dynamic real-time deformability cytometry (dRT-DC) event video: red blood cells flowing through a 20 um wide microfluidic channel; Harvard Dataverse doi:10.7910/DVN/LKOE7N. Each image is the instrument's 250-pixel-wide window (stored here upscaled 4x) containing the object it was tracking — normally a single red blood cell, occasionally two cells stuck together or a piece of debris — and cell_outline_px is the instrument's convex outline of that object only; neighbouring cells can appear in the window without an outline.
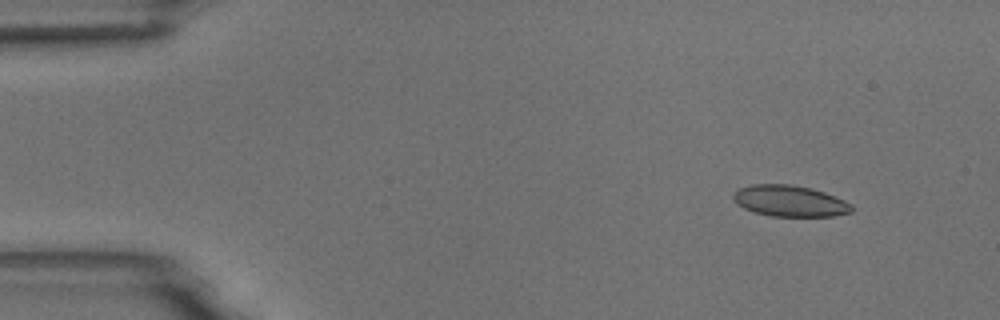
{"species": "common noctule bat (a hibernating species)", "species_latin": "Nyctalus noctula", "temperature_condition": "room temperature", "stored_images_in_passage": 51, "camera_frame_rate_fps": 3000, "um_per_image_px": 0.085, "animal": {"sex": "male", "body_mass_g": 18.8}, "frame": {"image": 1, "passage_image": 2, "time_ms": 0.333, "image_size_px": [1000, 320], "cell_outline_px": [[852, 212], [832, 216], [772, 216], [756, 212], [744, 208], [736, 204], [732, 196], [740, 188], [752, 184], [788, 184], [812, 188], [824, 192], [844, 200], [852, 204]], "centroid_in_image_um": [67.14, 17.08], "position_along_channel_um": 17.9, "area_um2": 21.39}}
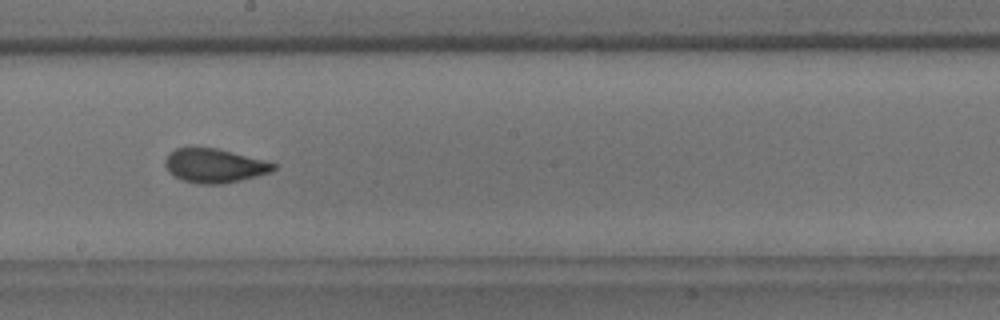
{"frame": {"image": 2, "passage_image": 27, "time_ms": 8.667, "image_size_px": [1000, 320], "cell_outline_px": [[276, 168], [272, 172], [240, 180], [220, 184], [196, 184], [172, 176], [168, 172], [164, 164], [164, 160], [168, 152], [176, 148], [216, 148], [264, 160], [276, 164]], "centroid_in_image_um": [18.18, 14.09], "position_along_channel_um": 230.0, "area_um2": 21.5}}
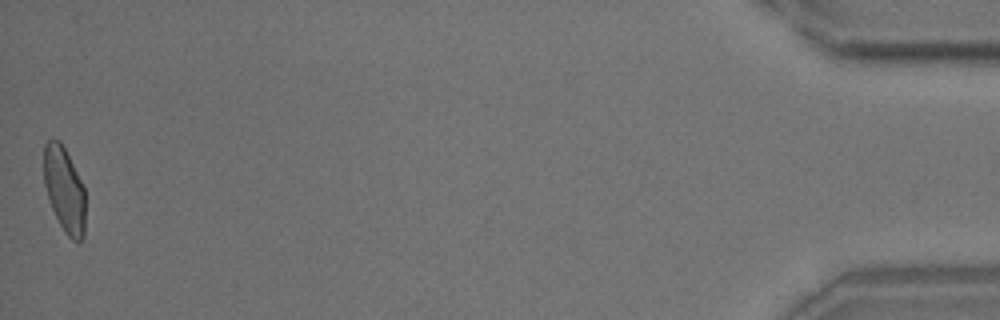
{"frame": {"image": 3, "passage_image": 51, "time_ms": 16.667, "image_size_px": [1000, 320], "cell_outline_px": [[84, 236], [80, 244], [76, 244], [68, 236], [60, 224], [52, 208], [44, 184], [44, 144], [52, 136], [60, 140], [84, 188]], "centroid_in_image_um": [5.46, 16.13], "position_along_channel_um": 429.7, "area_um2": 20.46}, "authors_computed_cell_mechanics": {"area_um2": 21.5594, "velocity_mm_per_s": 3.6774, "shape_relaxation_time_tau1_ms": 3.8822, "shape_relaxation_time_tau2_ms": 0.9461, "deformation_change_tau1": 0.1295, "deformation_change_tau2": 0.0539}}